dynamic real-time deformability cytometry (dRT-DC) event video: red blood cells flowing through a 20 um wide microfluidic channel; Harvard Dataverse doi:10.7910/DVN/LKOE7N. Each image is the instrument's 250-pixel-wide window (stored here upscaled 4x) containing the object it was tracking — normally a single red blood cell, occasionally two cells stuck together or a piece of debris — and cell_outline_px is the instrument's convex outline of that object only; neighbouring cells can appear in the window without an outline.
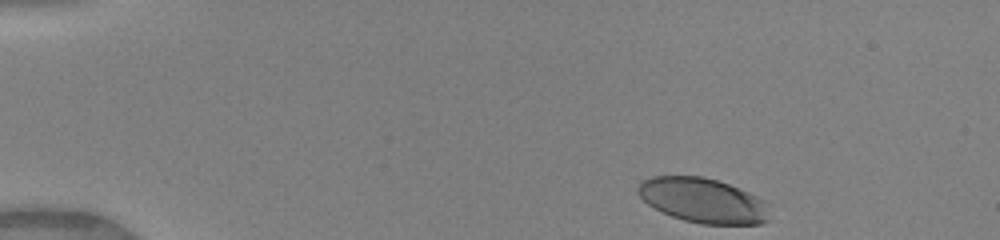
{"species": "human", "species_latin": "Homo sapiens", "temperature_condition": "warm", "stored_images_in_passage": 36, "camera_frame_rate_fps": 3000, "um_per_image_px": 0.085, "donor": {"sex": "female"}, "frame": {"image": 1, "passage_image": 1, "time_ms": 0.0, "image_size_px": [1000, 240], "cell_outline_px": [[768, 220], [760, 224], [700, 224], [684, 220], [660, 212], [648, 204], [636, 192], [636, 188], [640, 180], [652, 176], [704, 176], [728, 184], [748, 192], [764, 200]], "centroid_in_image_um": [59.68, 17.03], "position_along_channel_um": 25.3, "area_um2": 34.28}}
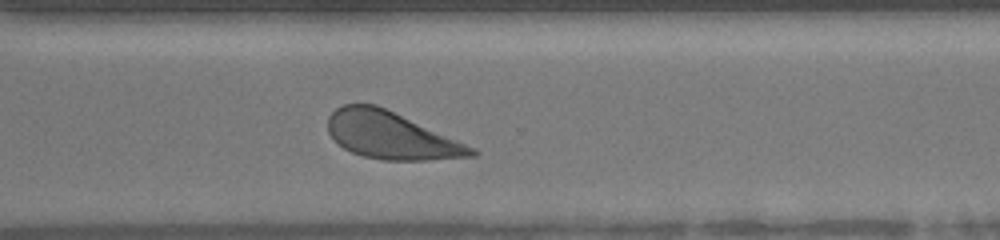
{"frame": {"image": 2, "passage_image": 31, "time_ms": 10.0, "image_size_px": [1000, 240], "cell_outline_px": [[476, 156], [424, 160], [384, 160], [364, 156], [352, 152], [344, 148], [328, 132], [328, 116], [336, 108], [344, 104], [376, 104], [476, 148]], "centroid_in_image_um": [33.23, 11.51], "position_along_channel_um": 337.4, "area_um2": 38.96}}
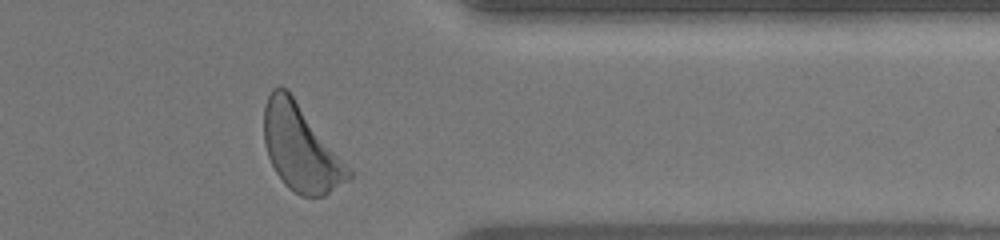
{"frame": {"image": 3, "passage_image": 35, "time_ms": 11.333, "image_size_px": [1000, 240], "cell_outline_px": [[352, 176], [348, 180], [324, 196], [300, 196], [288, 188], [284, 184], [276, 172], [268, 156], [264, 144], [264, 108], [268, 96], [272, 88], [280, 84], [292, 96], [352, 172]], "centroid_in_image_um": [25.51, 12.61], "position_along_channel_um": 385.9, "area_um2": 41.38}, "authors_computed_cell_mechanics": {"area_um2": 38.9861, "velocity_mm_per_s": 4.0632, "shape_relaxation_time_tau1_ms": 1.7271, "shape_relaxation_time_tau2_ms": null, "deformation_change_tau1": 0.1235, "deformation_change_tau2": null}}